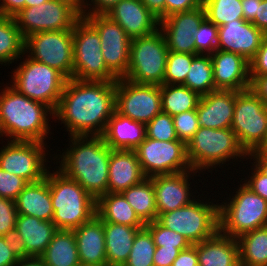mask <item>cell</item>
Returning <instances> with one entry per match:
<instances>
[{
    "instance_id": "obj_52",
    "label": "cell",
    "mask_w": 267,
    "mask_h": 266,
    "mask_svg": "<svg viewBox=\"0 0 267 266\" xmlns=\"http://www.w3.org/2000/svg\"><path fill=\"white\" fill-rule=\"evenodd\" d=\"M185 249L156 247L154 252V266H172L179 253Z\"/></svg>"
},
{
    "instance_id": "obj_19",
    "label": "cell",
    "mask_w": 267,
    "mask_h": 266,
    "mask_svg": "<svg viewBox=\"0 0 267 266\" xmlns=\"http://www.w3.org/2000/svg\"><path fill=\"white\" fill-rule=\"evenodd\" d=\"M206 18L205 9H196L172 14L159 21V30L171 52L196 54L193 38L202 21Z\"/></svg>"
},
{
    "instance_id": "obj_25",
    "label": "cell",
    "mask_w": 267,
    "mask_h": 266,
    "mask_svg": "<svg viewBox=\"0 0 267 266\" xmlns=\"http://www.w3.org/2000/svg\"><path fill=\"white\" fill-rule=\"evenodd\" d=\"M73 232L81 265L107 266L103 221L95 215Z\"/></svg>"
},
{
    "instance_id": "obj_8",
    "label": "cell",
    "mask_w": 267,
    "mask_h": 266,
    "mask_svg": "<svg viewBox=\"0 0 267 266\" xmlns=\"http://www.w3.org/2000/svg\"><path fill=\"white\" fill-rule=\"evenodd\" d=\"M22 57L18 61H23L13 69L8 83L24 96L42 102L55 111L67 78L57 69L33 60L25 53Z\"/></svg>"
},
{
    "instance_id": "obj_65",
    "label": "cell",
    "mask_w": 267,
    "mask_h": 266,
    "mask_svg": "<svg viewBox=\"0 0 267 266\" xmlns=\"http://www.w3.org/2000/svg\"><path fill=\"white\" fill-rule=\"evenodd\" d=\"M2 138V132H1V129H0V139Z\"/></svg>"
},
{
    "instance_id": "obj_5",
    "label": "cell",
    "mask_w": 267,
    "mask_h": 266,
    "mask_svg": "<svg viewBox=\"0 0 267 266\" xmlns=\"http://www.w3.org/2000/svg\"><path fill=\"white\" fill-rule=\"evenodd\" d=\"M51 168L47 171V181L54 210L52 222L57 229L74 230L96 215V200L56 166L54 170Z\"/></svg>"
},
{
    "instance_id": "obj_1",
    "label": "cell",
    "mask_w": 267,
    "mask_h": 266,
    "mask_svg": "<svg viewBox=\"0 0 267 266\" xmlns=\"http://www.w3.org/2000/svg\"><path fill=\"white\" fill-rule=\"evenodd\" d=\"M114 111L115 81L71 78L67 79L54 111V123L63 124L68 137L102 136Z\"/></svg>"
},
{
    "instance_id": "obj_53",
    "label": "cell",
    "mask_w": 267,
    "mask_h": 266,
    "mask_svg": "<svg viewBox=\"0 0 267 266\" xmlns=\"http://www.w3.org/2000/svg\"><path fill=\"white\" fill-rule=\"evenodd\" d=\"M172 266H199L196 248L191 245L188 249L182 250Z\"/></svg>"
},
{
    "instance_id": "obj_64",
    "label": "cell",
    "mask_w": 267,
    "mask_h": 266,
    "mask_svg": "<svg viewBox=\"0 0 267 266\" xmlns=\"http://www.w3.org/2000/svg\"><path fill=\"white\" fill-rule=\"evenodd\" d=\"M264 157H267V137L264 143L257 149Z\"/></svg>"
},
{
    "instance_id": "obj_12",
    "label": "cell",
    "mask_w": 267,
    "mask_h": 266,
    "mask_svg": "<svg viewBox=\"0 0 267 266\" xmlns=\"http://www.w3.org/2000/svg\"><path fill=\"white\" fill-rule=\"evenodd\" d=\"M231 129L247 153L266 140L267 106L250 88L237 91Z\"/></svg>"
},
{
    "instance_id": "obj_20",
    "label": "cell",
    "mask_w": 267,
    "mask_h": 266,
    "mask_svg": "<svg viewBox=\"0 0 267 266\" xmlns=\"http://www.w3.org/2000/svg\"><path fill=\"white\" fill-rule=\"evenodd\" d=\"M265 35L250 21L233 20L218 27L217 49L239 54L250 62L260 48Z\"/></svg>"
},
{
    "instance_id": "obj_44",
    "label": "cell",
    "mask_w": 267,
    "mask_h": 266,
    "mask_svg": "<svg viewBox=\"0 0 267 266\" xmlns=\"http://www.w3.org/2000/svg\"><path fill=\"white\" fill-rule=\"evenodd\" d=\"M172 118L178 140L183 141L187 145L199 129L196 109L182 112L178 115L172 116Z\"/></svg>"
},
{
    "instance_id": "obj_15",
    "label": "cell",
    "mask_w": 267,
    "mask_h": 266,
    "mask_svg": "<svg viewBox=\"0 0 267 266\" xmlns=\"http://www.w3.org/2000/svg\"><path fill=\"white\" fill-rule=\"evenodd\" d=\"M145 177L192 170L183 141H159L148 137L135 149Z\"/></svg>"
},
{
    "instance_id": "obj_6",
    "label": "cell",
    "mask_w": 267,
    "mask_h": 266,
    "mask_svg": "<svg viewBox=\"0 0 267 266\" xmlns=\"http://www.w3.org/2000/svg\"><path fill=\"white\" fill-rule=\"evenodd\" d=\"M199 187L202 195L199 194L189 205L157 215V221L162 226L181 234L191 245L209 239L219 231L218 201L222 200L216 202V199H211V195L207 194L202 197L207 192L202 191V188L208 186L201 187L199 184Z\"/></svg>"
},
{
    "instance_id": "obj_28",
    "label": "cell",
    "mask_w": 267,
    "mask_h": 266,
    "mask_svg": "<svg viewBox=\"0 0 267 266\" xmlns=\"http://www.w3.org/2000/svg\"><path fill=\"white\" fill-rule=\"evenodd\" d=\"M15 204L19 215L52 221L54 210L47 173L42 180L28 183L18 195Z\"/></svg>"
},
{
    "instance_id": "obj_51",
    "label": "cell",
    "mask_w": 267,
    "mask_h": 266,
    "mask_svg": "<svg viewBox=\"0 0 267 266\" xmlns=\"http://www.w3.org/2000/svg\"><path fill=\"white\" fill-rule=\"evenodd\" d=\"M120 0H85L83 15H106Z\"/></svg>"
},
{
    "instance_id": "obj_23",
    "label": "cell",
    "mask_w": 267,
    "mask_h": 266,
    "mask_svg": "<svg viewBox=\"0 0 267 266\" xmlns=\"http://www.w3.org/2000/svg\"><path fill=\"white\" fill-rule=\"evenodd\" d=\"M237 91L217 89L200 97L197 105L199 127L231 128Z\"/></svg>"
},
{
    "instance_id": "obj_50",
    "label": "cell",
    "mask_w": 267,
    "mask_h": 266,
    "mask_svg": "<svg viewBox=\"0 0 267 266\" xmlns=\"http://www.w3.org/2000/svg\"><path fill=\"white\" fill-rule=\"evenodd\" d=\"M3 237L18 259L31 257L26 251L25 242L16 229L10 230Z\"/></svg>"
},
{
    "instance_id": "obj_34",
    "label": "cell",
    "mask_w": 267,
    "mask_h": 266,
    "mask_svg": "<svg viewBox=\"0 0 267 266\" xmlns=\"http://www.w3.org/2000/svg\"><path fill=\"white\" fill-rule=\"evenodd\" d=\"M236 240L240 266H267V226L240 235Z\"/></svg>"
},
{
    "instance_id": "obj_63",
    "label": "cell",
    "mask_w": 267,
    "mask_h": 266,
    "mask_svg": "<svg viewBox=\"0 0 267 266\" xmlns=\"http://www.w3.org/2000/svg\"><path fill=\"white\" fill-rule=\"evenodd\" d=\"M48 0H25V8L39 6Z\"/></svg>"
},
{
    "instance_id": "obj_39",
    "label": "cell",
    "mask_w": 267,
    "mask_h": 266,
    "mask_svg": "<svg viewBox=\"0 0 267 266\" xmlns=\"http://www.w3.org/2000/svg\"><path fill=\"white\" fill-rule=\"evenodd\" d=\"M156 245L150 231L144 227L140 229L124 266H154V252Z\"/></svg>"
},
{
    "instance_id": "obj_46",
    "label": "cell",
    "mask_w": 267,
    "mask_h": 266,
    "mask_svg": "<svg viewBox=\"0 0 267 266\" xmlns=\"http://www.w3.org/2000/svg\"><path fill=\"white\" fill-rule=\"evenodd\" d=\"M17 216L15 201L0 197V236L15 229Z\"/></svg>"
},
{
    "instance_id": "obj_32",
    "label": "cell",
    "mask_w": 267,
    "mask_h": 266,
    "mask_svg": "<svg viewBox=\"0 0 267 266\" xmlns=\"http://www.w3.org/2000/svg\"><path fill=\"white\" fill-rule=\"evenodd\" d=\"M40 257L46 266H80L73 230L58 229Z\"/></svg>"
},
{
    "instance_id": "obj_58",
    "label": "cell",
    "mask_w": 267,
    "mask_h": 266,
    "mask_svg": "<svg viewBox=\"0 0 267 266\" xmlns=\"http://www.w3.org/2000/svg\"><path fill=\"white\" fill-rule=\"evenodd\" d=\"M141 2L159 21L165 18V0H141Z\"/></svg>"
},
{
    "instance_id": "obj_36",
    "label": "cell",
    "mask_w": 267,
    "mask_h": 266,
    "mask_svg": "<svg viewBox=\"0 0 267 266\" xmlns=\"http://www.w3.org/2000/svg\"><path fill=\"white\" fill-rule=\"evenodd\" d=\"M200 95L182 84L161 85L162 112L170 116L197 109Z\"/></svg>"
},
{
    "instance_id": "obj_45",
    "label": "cell",
    "mask_w": 267,
    "mask_h": 266,
    "mask_svg": "<svg viewBox=\"0 0 267 266\" xmlns=\"http://www.w3.org/2000/svg\"><path fill=\"white\" fill-rule=\"evenodd\" d=\"M28 182L0 168V197L16 200Z\"/></svg>"
},
{
    "instance_id": "obj_2",
    "label": "cell",
    "mask_w": 267,
    "mask_h": 266,
    "mask_svg": "<svg viewBox=\"0 0 267 266\" xmlns=\"http://www.w3.org/2000/svg\"><path fill=\"white\" fill-rule=\"evenodd\" d=\"M68 139V146L60 154L53 151V161H56L53 164L97 200L107 194L112 149L102 136H70Z\"/></svg>"
},
{
    "instance_id": "obj_29",
    "label": "cell",
    "mask_w": 267,
    "mask_h": 266,
    "mask_svg": "<svg viewBox=\"0 0 267 266\" xmlns=\"http://www.w3.org/2000/svg\"><path fill=\"white\" fill-rule=\"evenodd\" d=\"M15 229L25 242L26 251L31 257H40L58 230L52 221L19 214Z\"/></svg>"
},
{
    "instance_id": "obj_7",
    "label": "cell",
    "mask_w": 267,
    "mask_h": 266,
    "mask_svg": "<svg viewBox=\"0 0 267 266\" xmlns=\"http://www.w3.org/2000/svg\"><path fill=\"white\" fill-rule=\"evenodd\" d=\"M234 189L229 193L230 198L226 197L218 203L219 231L236 239L267 226V201L250 190L242 180Z\"/></svg>"
},
{
    "instance_id": "obj_57",
    "label": "cell",
    "mask_w": 267,
    "mask_h": 266,
    "mask_svg": "<svg viewBox=\"0 0 267 266\" xmlns=\"http://www.w3.org/2000/svg\"><path fill=\"white\" fill-rule=\"evenodd\" d=\"M259 30L267 34V0H261L256 16L251 21Z\"/></svg>"
},
{
    "instance_id": "obj_10",
    "label": "cell",
    "mask_w": 267,
    "mask_h": 266,
    "mask_svg": "<svg viewBox=\"0 0 267 266\" xmlns=\"http://www.w3.org/2000/svg\"><path fill=\"white\" fill-rule=\"evenodd\" d=\"M73 79L81 81H116L107 68L97 30L82 16L73 26Z\"/></svg>"
},
{
    "instance_id": "obj_37",
    "label": "cell",
    "mask_w": 267,
    "mask_h": 266,
    "mask_svg": "<svg viewBox=\"0 0 267 266\" xmlns=\"http://www.w3.org/2000/svg\"><path fill=\"white\" fill-rule=\"evenodd\" d=\"M200 96L217 90L213 79V63L210 55H197L191 63L185 82L182 84Z\"/></svg>"
},
{
    "instance_id": "obj_17",
    "label": "cell",
    "mask_w": 267,
    "mask_h": 266,
    "mask_svg": "<svg viewBox=\"0 0 267 266\" xmlns=\"http://www.w3.org/2000/svg\"><path fill=\"white\" fill-rule=\"evenodd\" d=\"M97 30L104 62L107 68L117 77L127 74L130 56L131 39L125 30L107 15H83Z\"/></svg>"
},
{
    "instance_id": "obj_27",
    "label": "cell",
    "mask_w": 267,
    "mask_h": 266,
    "mask_svg": "<svg viewBox=\"0 0 267 266\" xmlns=\"http://www.w3.org/2000/svg\"><path fill=\"white\" fill-rule=\"evenodd\" d=\"M102 138L111 149L135 150L146 138V124L114 111Z\"/></svg>"
},
{
    "instance_id": "obj_42",
    "label": "cell",
    "mask_w": 267,
    "mask_h": 266,
    "mask_svg": "<svg viewBox=\"0 0 267 266\" xmlns=\"http://www.w3.org/2000/svg\"><path fill=\"white\" fill-rule=\"evenodd\" d=\"M196 55H210L217 50L218 26L205 18L195 34H193Z\"/></svg>"
},
{
    "instance_id": "obj_49",
    "label": "cell",
    "mask_w": 267,
    "mask_h": 266,
    "mask_svg": "<svg viewBox=\"0 0 267 266\" xmlns=\"http://www.w3.org/2000/svg\"><path fill=\"white\" fill-rule=\"evenodd\" d=\"M203 6V0H165V18Z\"/></svg>"
},
{
    "instance_id": "obj_41",
    "label": "cell",
    "mask_w": 267,
    "mask_h": 266,
    "mask_svg": "<svg viewBox=\"0 0 267 266\" xmlns=\"http://www.w3.org/2000/svg\"><path fill=\"white\" fill-rule=\"evenodd\" d=\"M156 247L188 249L191 244L181 234L162 226L157 220L145 224Z\"/></svg>"
},
{
    "instance_id": "obj_22",
    "label": "cell",
    "mask_w": 267,
    "mask_h": 266,
    "mask_svg": "<svg viewBox=\"0 0 267 266\" xmlns=\"http://www.w3.org/2000/svg\"><path fill=\"white\" fill-rule=\"evenodd\" d=\"M106 15L118 23L131 40L159 29L158 18L141 0H120Z\"/></svg>"
},
{
    "instance_id": "obj_35",
    "label": "cell",
    "mask_w": 267,
    "mask_h": 266,
    "mask_svg": "<svg viewBox=\"0 0 267 266\" xmlns=\"http://www.w3.org/2000/svg\"><path fill=\"white\" fill-rule=\"evenodd\" d=\"M25 39L14 17L0 15V65L10 66L24 54Z\"/></svg>"
},
{
    "instance_id": "obj_59",
    "label": "cell",
    "mask_w": 267,
    "mask_h": 266,
    "mask_svg": "<svg viewBox=\"0 0 267 266\" xmlns=\"http://www.w3.org/2000/svg\"><path fill=\"white\" fill-rule=\"evenodd\" d=\"M260 2L261 0H241L243 19L245 21L251 22L255 18Z\"/></svg>"
},
{
    "instance_id": "obj_21",
    "label": "cell",
    "mask_w": 267,
    "mask_h": 266,
    "mask_svg": "<svg viewBox=\"0 0 267 266\" xmlns=\"http://www.w3.org/2000/svg\"><path fill=\"white\" fill-rule=\"evenodd\" d=\"M210 57L216 89L243 91L250 88V65L243 56L217 49Z\"/></svg>"
},
{
    "instance_id": "obj_30",
    "label": "cell",
    "mask_w": 267,
    "mask_h": 266,
    "mask_svg": "<svg viewBox=\"0 0 267 266\" xmlns=\"http://www.w3.org/2000/svg\"><path fill=\"white\" fill-rule=\"evenodd\" d=\"M107 266H124L127 262L137 232L144 227H131L103 222Z\"/></svg>"
},
{
    "instance_id": "obj_55",
    "label": "cell",
    "mask_w": 267,
    "mask_h": 266,
    "mask_svg": "<svg viewBox=\"0 0 267 266\" xmlns=\"http://www.w3.org/2000/svg\"><path fill=\"white\" fill-rule=\"evenodd\" d=\"M250 89L260 97L267 106V75L254 76L251 79Z\"/></svg>"
},
{
    "instance_id": "obj_4",
    "label": "cell",
    "mask_w": 267,
    "mask_h": 266,
    "mask_svg": "<svg viewBox=\"0 0 267 266\" xmlns=\"http://www.w3.org/2000/svg\"><path fill=\"white\" fill-rule=\"evenodd\" d=\"M186 147L191 168L203 174L211 173V179L214 170L217 173L222 166L223 169L226 168V165L229 166L232 163L236 167V164H240L238 162L242 161L241 163H243V161L248 160V153L241 146L236 133L231 128L199 127ZM224 164L226 165L224 166Z\"/></svg>"
},
{
    "instance_id": "obj_33",
    "label": "cell",
    "mask_w": 267,
    "mask_h": 266,
    "mask_svg": "<svg viewBox=\"0 0 267 266\" xmlns=\"http://www.w3.org/2000/svg\"><path fill=\"white\" fill-rule=\"evenodd\" d=\"M122 195L144 224L157 220L156 198L151 178L146 177L140 183L124 190Z\"/></svg>"
},
{
    "instance_id": "obj_26",
    "label": "cell",
    "mask_w": 267,
    "mask_h": 266,
    "mask_svg": "<svg viewBox=\"0 0 267 266\" xmlns=\"http://www.w3.org/2000/svg\"><path fill=\"white\" fill-rule=\"evenodd\" d=\"M193 246L196 248L199 266H240L237 240L220 231Z\"/></svg>"
},
{
    "instance_id": "obj_16",
    "label": "cell",
    "mask_w": 267,
    "mask_h": 266,
    "mask_svg": "<svg viewBox=\"0 0 267 266\" xmlns=\"http://www.w3.org/2000/svg\"><path fill=\"white\" fill-rule=\"evenodd\" d=\"M13 17L25 39L41 31L72 30L82 16L67 3L48 0L39 6L23 8Z\"/></svg>"
},
{
    "instance_id": "obj_3",
    "label": "cell",
    "mask_w": 267,
    "mask_h": 266,
    "mask_svg": "<svg viewBox=\"0 0 267 266\" xmlns=\"http://www.w3.org/2000/svg\"><path fill=\"white\" fill-rule=\"evenodd\" d=\"M2 86L5 87L0 89V129L2 137H8L4 140L47 143L52 135L49 122L54 119V111L19 93L9 83Z\"/></svg>"
},
{
    "instance_id": "obj_61",
    "label": "cell",
    "mask_w": 267,
    "mask_h": 266,
    "mask_svg": "<svg viewBox=\"0 0 267 266\" xmlns=\"http://www.w3.org/2000/svg\"><path fill=\"white\" fill-rule=\"evenodd\" d=\"M15 266H46L41 257L19 259Z\"/></svg>"
},
{
    "instance_id": "obj_14",
    "label": "cell",
    "mask_w": 267,
    "mask_h": 266,
    "mask_svg": "<svg viewBox=\"0 0 267 266\" xmlns=\"http://www.w3.org/2000/svg\"><path fill=\"white\" fill-rule=\"evenodd\" d=\"M115 111L144 124L162 112L161 86L115 81Z\"/></svg>"
},
{
    "instance_id": "obj_60",
    "label": "cell",
    "mask_w": 267,
    "mask_h": 266,
    "mask_svg": "<svg viewBox=\"0 0 267 266\" xmlns=\"http://www.w3.org/2000/svg\"><path fill=\"white\" fill-rule=\"evenodd\" d=\"M252 160L253 162L249 161ZM249 164H253L262 174L267 176V157H264L258 150L248 153Z\"/></svg>"
},
{
    "instance_id": "obj_9",
    "label": "cell",
    "mask_w": 267,
    "mask_h": 266,
    "mask_svg": "<svg viewBox=\"0 0 267 266\" xmlns=\"http://www.w3.org/2000/svg\"><path fill=\"white\" fill-rule=\"evenodd\" d=\"M163 34H152L131 40L129 66L123 77L136 84L163 85L168 57Z\"/></svg>"
},
{
    "instance_id": "obj_48",
    "label": "cell",
    "mask_w": 267,
    "mask_h": 266,
    "mask_svg": "<svg viewBox=\"0 0 267 266\" xmlns=\"http://www.w3.org/2000/svg\"><path fill=\"white\" fill-rule=\"evenodd\" d=\"M250 80L254 76L267 75V34L254 58L249 62Z\"/></svg>"
},
{
    "instance_id": "obj_13",
    "label": "cell",
    "mask_w": 267,
    "mask_h": 266,
    "mask_svg": "<svg viewBox=\"0 0 267 266\" xmlns=\"http://www.w3.org/2000/svg\"><path fill=\"white\" fill-rule=\"evenodd\" d=\"M24 53L33 60L57 69L73 78L72 30L41 31L25 38Z\"/></svg>"
},
{
    "instance_id": "obj_24",
    "label": "cell",
    "mask_w": 267,
    "mask_h": 266,
    "mask_svg": "<svg viewBox=\"0 0 267 266\" xmlns=\"http://www.w3.org/2000/svg\"><path fill=\"white\" fill-rule=\"evenodd\" d=\"M145 178L135 150H111L107 193H122Z\"/></svg>"
},
{
    "instance_id": "obj_31",
    "label": "cell",
    "mask_w": 267,
    "mask_h": 266,
    "mask_svg": "<svg viewBox=\"0 0 267 266\" xmlns=\"http://www.w3.org/2000/svg\"><path fill=\"white\" fill-rule=\"evenodd\" d=\"M96 215L103 222L145 227L122 193H107L96 200Z\"/></svg>"
},
{
    "instance_id": "obj_62",
    "label": "cell",
    "mask_w": 267,
    "mask_h": 266,
    "mask_svg": "<svg viewBox=\"0 0 267 266\" xmlns=\"http://www.w3.org/2000/svg\"><path fill=\"white\" fill-rule=\"evenodd\" d=\"M71 5L81 16H83L85 0H57Z\"/></svg>"
},
{
    "instance_id": "obj_38",
    "label": "cell",
    "mask_w": 267,
    "mask_h": 266,
    "mask_svg": "<svg viewBox=\"0 0 267 266\" xmlns=\"http://www.w3.org/2000/svg\"><path fill=\"white\" fill-rule=\"evenodd\" d=\"M206 18L215 25L243 19L241 0H203Z\"/></svg>"
},
{
    "instance_id": "obj_18",
    "label": "cell",
    "mask_w": 267,
    "mask_h": 266,
    "mask_svg": "<svg viewBox=\"0 0 267 266\" xmlns=\"http://www.w3.org/2000/svg\"><path fill=\"white\" fill-rule=\"evenodd\" d=\"M200 173L192 169L150 177L154 186L157 215L184 207L194 201L198 197L196 194H199L198 189H196L198 185L193 182L196 179L195 177L199 176L198 183L201 182L204 185L202 176H200L203 175L204 177V174ZM191 179L192 182H190ZM192 183L195 184L193 189L191 188L193 187ZM194 189L196 190L194 191Z\"/></svg>"
},
{
    "instance_id": "obj_40",
    "label": "cell",
    "mask_w": 267,
    "mask_h": 266,
    "mask_svg": "<svg viewBox=\"0 0 267 266\" xmlns=\"http://www.w3.org/2000/svg\"><path fill=\"white\" fill-rule=\"evenodd\" d=\"M196 54L168 52L163 84H183Z\"/></svg>"
},
{
    "instance_id": "obj_47",
    "label": "cell",
    "mask_w": 267,
    "mask_h": 266,
    "mask_svg": "<svg viewBox=\"0 0 267 266\" xmlns=\"http://www.w3.org/2000/svg\"><path fill=\"white\" fill-rule=\"evenodd\" d=\"M251 169H247L249 172L245 178H239L250 190H252L257 195H260L263 199L267 201V176L262 174L253 164L250 165ZM251 171V172H250ZM251 173V174H250ZM250 176V177H249Z\"/></svg>"
},
{
    "instance_id": "obj_54",
    "label": "cell",
    "mask_w": 267,
    "mask_h": 266,
    "mask_svg": "<svg viewBox=\"0 0 267 266\" xmlns=\"http://www.w3.org/2000/svg\"><path fill=\"white\" fill-rule=\"evenodd\" d=\"M23 8H25V0H0L1 16L13 17Z\"/></svg>"
},
{
    "instance_id": "obj_43",
    "label": "cell",
    "mask_w": 267,
    "mask_h": 266,
    "mask_svg": "<svg viewBox=\"0 0 267 266\" xmlns=\"http://www.w3.org/2000/svg\"><path fill=\"white\" fill-rule=\"evenodd\" d=\"M146 137L159 141L178 140L173 118L161 112L146 124Z\"/></svg>"
},
{
    "instance_id": "obj_11",
    "label": "cell",
    "mask_w": 267,
    "mask_h": 266,
    "mask_svg": "<svg viewBox=\"0 0 267 266\" xmlns=\"http://www.w3.org/2000/svg\"><path fill=\"white\" fill-rule=\"evenodd\" d=\"M2 145L3 147L0 148L1 169L22 177L28 183L45 178L52 165L48 163H52L53 160V154L47 149L49 147L47 143L7 140V143Z\"/></svg>"
},
{
    "instance_id": "obj_56",
    "label": "cell",
    "mask_w": 267,
    "mask_h": 266,
    "mask_svg": "<svg viewBox=\"0 0 267 266\" xmlns=\"http://www.w3.org/2000/svg\"><path fill=\"white\" fill-rule=\"evenodd\" d=\"M18 258L11 251L3 236H0V266H15Z\"/></svg>"
}]
</instances>
